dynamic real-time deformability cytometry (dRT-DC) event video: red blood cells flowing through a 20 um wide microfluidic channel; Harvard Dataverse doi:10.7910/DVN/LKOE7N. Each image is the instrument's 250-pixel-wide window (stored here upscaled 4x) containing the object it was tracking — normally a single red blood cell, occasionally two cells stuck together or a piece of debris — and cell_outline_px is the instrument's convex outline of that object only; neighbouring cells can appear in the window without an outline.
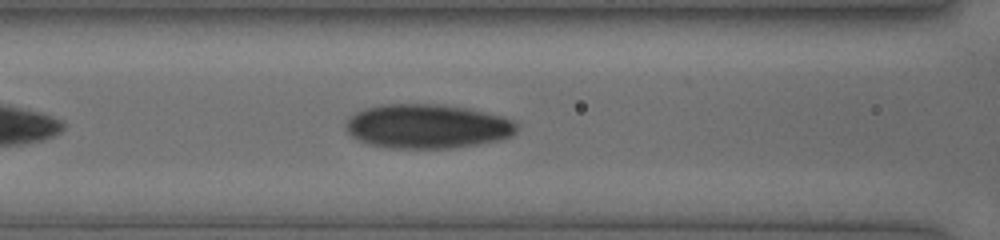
{"species": "human", "species_latin": "Homo sapiens", "temperature_condition": "cold", "stored_images_in_passage": 10, "camera_frame_rate_fps": 3000, "um_per_image_px": 0.085, "donor": {"sex": "female"}, "frame": {"image": 1, "passage_image": 7, "time_ms": 2.333, "image_size_px": [1000, 240], "cell_outline_px": [[516, 132], [512, 136], [500, 140], [452, 148], [388, 148], [368, 144], [352, 136], [348, 132], [344, 124], [356, 112], [364, 108], [388, 104], [440, 104], [468, 108], [500, 116], [512, 120], [516, 124]], "centroid_in_image_um": [36.31, 10.74], "position_along_channel_um": 130.3, "area_um2": 43.93}}
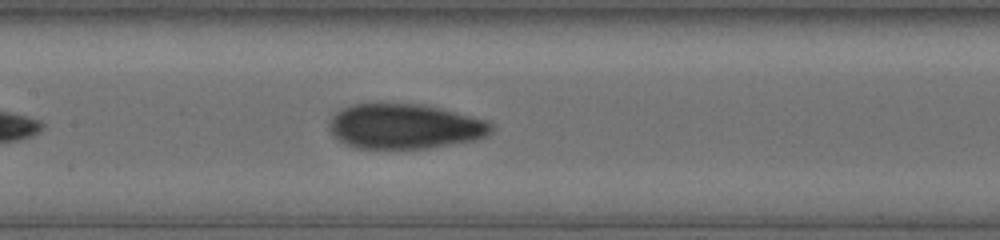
{"frame": {"image": 2, "passage_image": 10, "time_ms": 3.333, "image_size_px": [1000, 240], "cell_outline_px": [[496, 128], [488, 136], [476, 140], [428, 148], [356, 148], [344, 144], [332, 136], [328, 128], [328, 124], [332, 116], [336, 112], [352, 104], [424, 104], [488, 120]], "centroid_in_image_um": [34.42, 10.75], "position_along_channel_um": 173.0, "area_um2": 42.83}}